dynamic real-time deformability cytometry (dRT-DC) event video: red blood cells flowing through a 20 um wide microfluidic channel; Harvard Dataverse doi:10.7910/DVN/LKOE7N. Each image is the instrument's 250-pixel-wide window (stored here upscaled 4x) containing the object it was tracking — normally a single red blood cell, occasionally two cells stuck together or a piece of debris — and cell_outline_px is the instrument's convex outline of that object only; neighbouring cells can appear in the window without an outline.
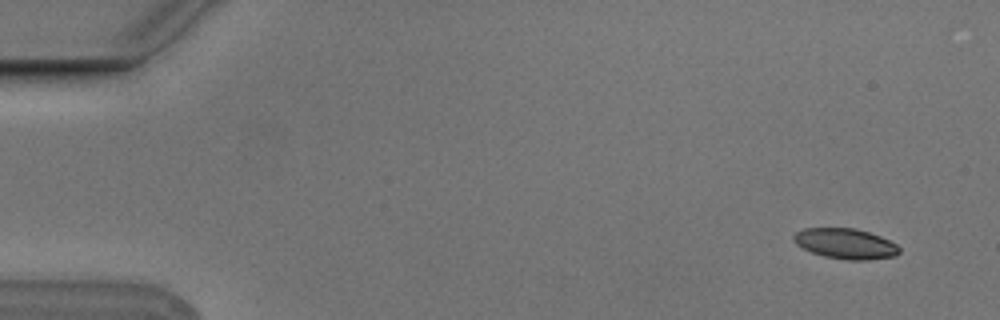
{"species": "Egyptian fruit bat (a non-hibernating species)", "species_latin": "Rousettus aegyptiacus", "temperature_condition": "cold", "stored_images_in_passage": 8, "camera_frame_rate_fps": 3000, "um_per_image_px": 0.085, "animal": {"sex": "male"}, "frame": {"image": 1, "passage_image": 1, "time_ms": 0.0, "image_size_px": [1000, 320], "cell_outline_px": [[900, 252], [896, 256], [868, 260], [848, 260], [824, 256], [812, 252], [796, 244], [792, 240], [792, 236], [796, 232], [804, 228], [856, 228], [880, 236], [896, 244], [900, 248]], "centroid_in_image_um": [71.87, 20.71], "position_along_channel_um": 13.1, "area_um2": 18.73}}
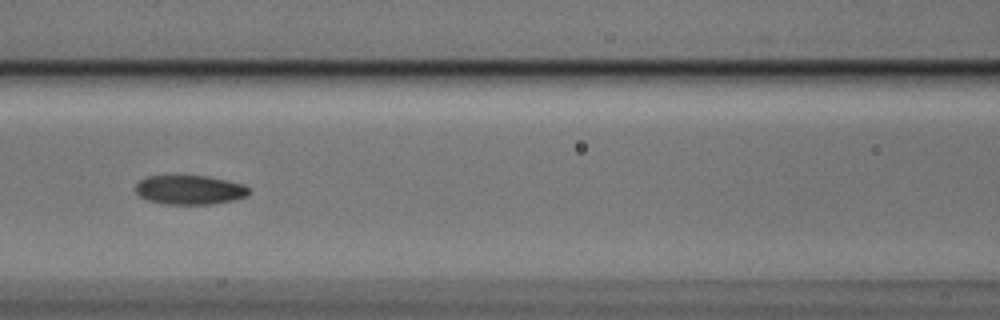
{"frame": {"image": 2, "passage_image": 7, "time_ms": 2.0, "image_size_px": [1000, 320], "cell_outline_px": [[248, 196], [236, 200], [212, 204], [164, 204], [144, 200], [136, 192], [136, 184], [140, 180], [148, 176], [208, 176], [244, 184], [248, 188]], "centroid_in_image_um": [16.12, 16.15], "position_along_channel_um": 150.5, "area_um2": 19.42}}
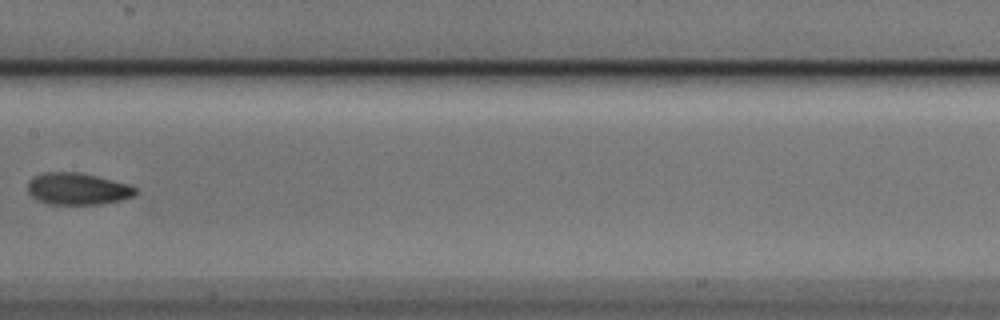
{"frame": {"image": 3, "passage_image": 8, "time_ms": 2.333, "image_size_px": [1000, 320], "cell_outline_px": [[136, 192], [132, 196], [124, 200], [100, 204], [48, 204], [32, 196], [28, 192], [28, 180], [44, 172], [76, 172], [96, 176], [128, 184], [136, 188]], "centroid_in_image_um": [6.59, 16.05], "position_along_channel_um": 200.8, "area_um2": 19.83}}